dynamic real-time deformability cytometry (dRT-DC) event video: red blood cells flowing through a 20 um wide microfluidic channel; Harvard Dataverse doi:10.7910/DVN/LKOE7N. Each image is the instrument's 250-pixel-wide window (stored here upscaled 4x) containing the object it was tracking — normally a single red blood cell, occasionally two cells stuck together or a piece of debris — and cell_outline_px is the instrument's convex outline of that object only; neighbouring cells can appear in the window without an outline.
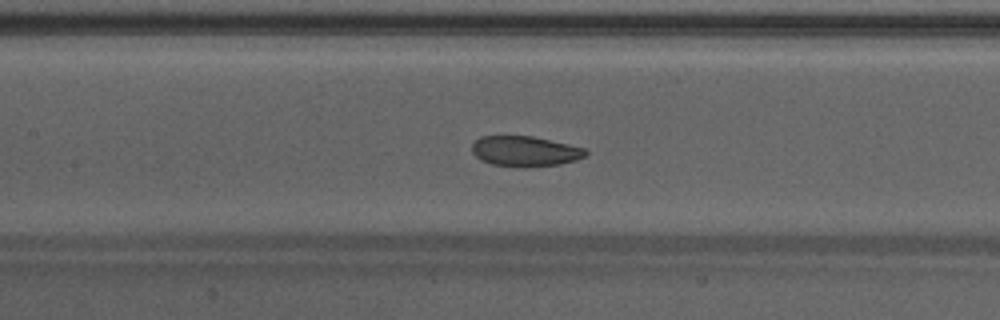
{"species": "Egyptian fruit bat (a non-hibernating species)", "species_latin": "Rousettus aegyptiacus", "temperature_condition": "warm", "stored_images_in_passage": 50, "camera_frame_rate_fps": 3000, "um_per_image_px": 0.085, "animal": {"sex": "male"}, "frame": {"image": 1, "passage_image": 24, "time_ms": 7.667, "image_size_px": [1000, 320], "cell_outline_px": [[588, 152], [584, 156], [576, 160], [560, 164], [516, 168], [492, 164], [480, 160], [472, 152], [472, 144], [480, 136], [532, 136], [568, 144], [584, 148]], "centroid_in_image_um": [44.59, 12.86], "position_along_channel_um": 162.8, "area_um2": 20.11}}
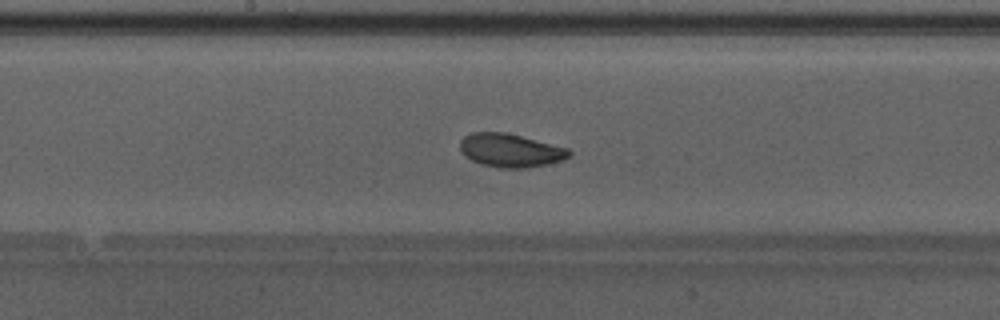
{"frame": {"image": 2, "passage_image": 27, "time_ms": 8.667, "image_size_px": [1000, 320], "cell_outline_px": [[572, 152], [568, 156], [560, 160], [548, 164], [524, 168], [504, 168], [480, 164], [464, 156], [460, 152], [460, 140], [464, 136], [472, 132], [504, 132], [568, 148]], "centroid_in_image_um": [43.33, 12.78], "position_along_channel_um": 204.9, "area_um2": 21.1}}
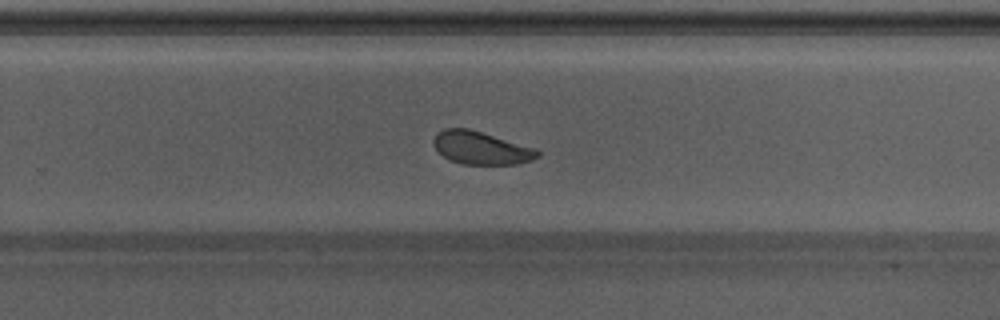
{"frame": {"image": 3, "passage_image": 33, "time_ms": 10.667, "image_size_px": [1000, 320], "cell_outline_px": [[540, 156], [532, 160], [516, 164], [464, 164], [452, 160], [436, 152], [432, 144], [432, 140], [444, 128], [468, 128], [536, 148], [540, 152]], "centroid_in_image_um": [40.89, 12.57], "position_along_channel_um": 288.9, "area_um2": 19.88}, "authors_computed_cell_mechanics": {"area_um2": 22.1663, "velocity_mm_per_s": 4.2229, "shape_relaxation_time_tau1_ms": 1.7224, "shape_relaxation_time_tau2_ms": 2.4416, "deformation_change_tau1": 0.0923, "deformation_change_tau2": 0.082}}